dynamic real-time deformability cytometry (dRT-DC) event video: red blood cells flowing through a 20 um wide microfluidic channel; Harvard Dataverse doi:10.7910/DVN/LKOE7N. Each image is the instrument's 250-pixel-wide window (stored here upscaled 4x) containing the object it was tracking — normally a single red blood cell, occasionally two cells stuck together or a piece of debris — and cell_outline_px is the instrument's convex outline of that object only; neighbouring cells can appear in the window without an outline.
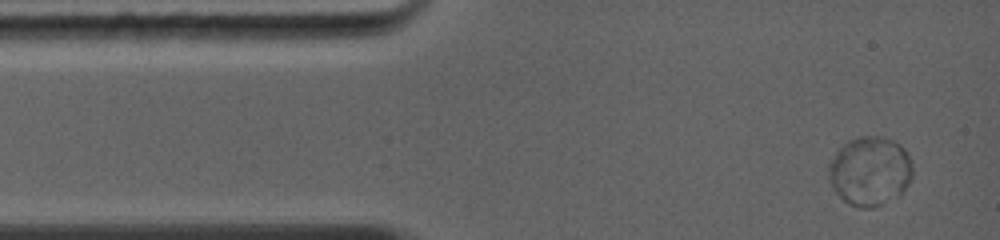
{"species": "common noctule bat (a hibernating species)", "species_latin": "Nyctalus noctula", "temperature_condition": "warm", "stored_images_in_passage": 46, "camera_frame_rate_fps": 5000, "um_per_image_px": 0.085, "animal": {"sex": "female", "body_mass_g": 19.0, "forearm_length_mm": 56.7}, "frame": {"image": 1, "passage_image": 1, "time_ms": 0.0, "image_size_px": [1000, 240], "cell_outline_px": [[912, 176], [908, 184], [900, 192], [880, 204], [872, 208], [860, 208], [848, 204], [836, 192], [828, 180], [828, 164], [836, 152], [844, 144], [852, 140], [864, 136], [868, 136], [892, 140], [900, 144], [904, 148], [912, 164]], "centroid_in_image_um": [73.91, 14.55], "position_along_channel_um": 11.1, "area_um2": 33.23}}
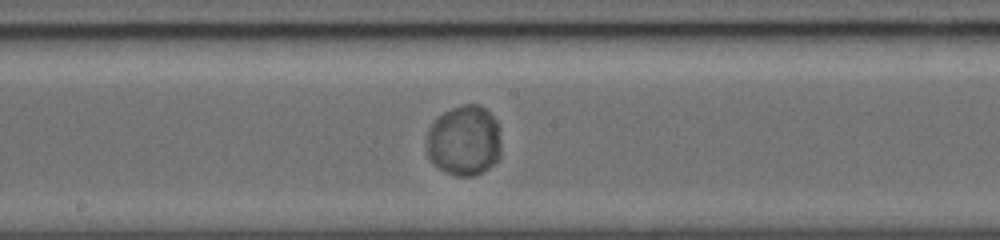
{"frame": {"image": 2, "passage_image": 19, "time_ms": 6.0, "image_size_px": [1000, 240], "cell_outline_px": [[500, 160], [488, 168], [472, 176], [456, 176], [444, 172], [428, 156], [428, 132], [436, 116], [460, 104], [480, 104], [496, 120], [500, 144]], "centroid_in_image_um": [39.47, 11.94], "position_along_channel_um": 208.7, "area_um2": 30.46}}
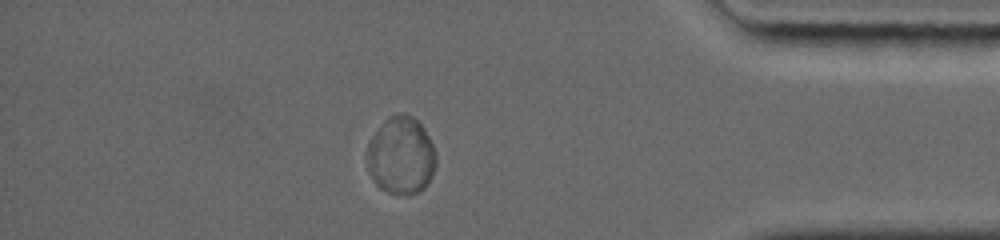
{"frame": {"image": 3, "passage_image": 35, "time_ms": 11.2, "image_size_px": [1000, 240], "cell_outline_px": [[436, 164], [424, 188], [420, 192], [408, 196], [388, 192], [380, 188], [372, 180], [368, 168], [368, 144], [372, 136], [384, 120], [388, 116], [400, 112], [404, 112], [412, 116], [424, 128], [436, 152]], "centroid_in_image_um": [34.09, 13.22], "position_along_channel_um": 401.1, "area_um2": 31.27}}